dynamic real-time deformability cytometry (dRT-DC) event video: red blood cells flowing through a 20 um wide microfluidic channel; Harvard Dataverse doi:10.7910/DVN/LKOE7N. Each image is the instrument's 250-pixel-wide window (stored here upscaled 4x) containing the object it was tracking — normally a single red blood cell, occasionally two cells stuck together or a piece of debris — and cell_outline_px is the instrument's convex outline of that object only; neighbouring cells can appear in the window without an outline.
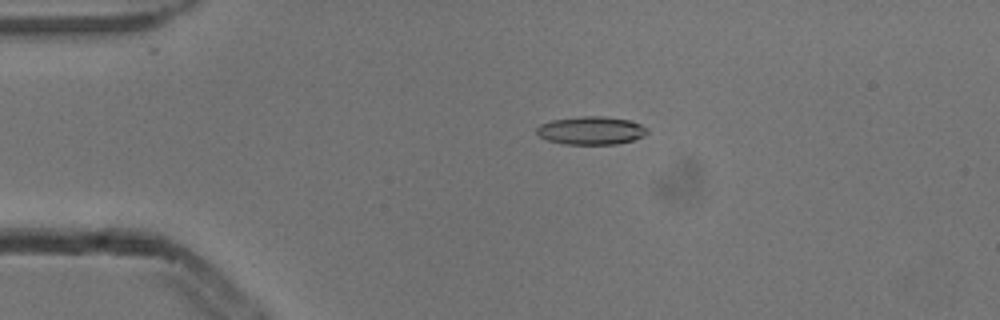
{"species": "common noctule bat (a hibernating species)", "species_latin": "Nyctalus noctula", "temperature_condition": "cold", "stored_images_in_passage": 2, "camera_frame_rate_fps": 3000, "um_per_image_px": 0.085, "animal": {"sex": "male", "body_mass_g": 13.3}, "frame": {"image": 1, "passage_image": 1, "time_ms": 0.0, "image_size_px": [1000, 320], "cell_outline_px": [[648, 132], [632, 140], [616, 144], [564, 144], [548, 140], [540, 136], [536, 132], [536, 128], [540, 124], [552, 120], [580, 116], [604, 116], [628, 120], [640, 124], [648, 128]], "centroid_in_image_um": [50.22, 11.09], "position_along_channel_um": 34.8, "area_um2": 17.98}}